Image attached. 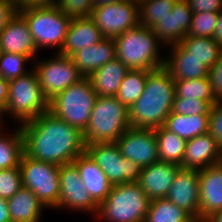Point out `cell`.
<instances>
[{
	"label": "cell",
	"mask_w": 222,
	"mask_h": 222,
	"mask_svg": "<svg viewBox=\"0 0 222 222\" xmlns=\"http://www.w3.org/2000/svg\"><path fill=\"white\" fill-rule=\"evenodd\" d=\"M19 126L24 152L32 159L61 166L73 162L86 150L83 133L50 111Z\"/></svg>",
	"instance_id": "6da1fadb"
},
{
	"label": "cell",
	"mask_w": 222,
	"mask_h": 222,
	"mask_svg": "<svg viewBox=\"0 0 222 222\" xmlns=\"http://www.w3.org/2000/svg\"><path fill=\"white\" fill-rule=\"evenodd\" d=\"M175 80L164 68L151 71L142 95L129 109L131 128L155 129L164 126L172 112Z\"/></svg>",
	"instance_id": "7a4b0ae2"
},
{
	"label": "cell",
	"mask_w": 222,
	"mask_h": 222,
	"mask_svg": "<svg viewBox=\"0 0 222 222\" xmlns=\"http://www.w3.org/2000/svg\"><path fill=\"white\" fill-rule=\"evenodd\" d=\"M114 41L116 57L129 70L154 71L164 67L166 58H161L159 51L163 44L152 28L139 24Z\"/></svg>",
	"instance_id": "3957f363"
},
{
	"label": "cell",
	"mask_w": 222,
	"mask_h": 222,
	"mask_svg": "<svg viewBox=\"0 0 222 222\" xmlns=\"http://www.w3.org/2000/svg\"><path fill=\"white\" fill-rule=\"evenodd\" d=\"M130 127L129 109L116 96L97 97L83 132L85 145L116 142Z\"/></svg>",
	"instance_id": "277c9868"
},
{
	"label": "cell",
	"mask_w": 222,
	"mask_h": 222,
	"mask_svg": "<svg viewBox=\"0 0 222 222\" xmlns=\"http://www.w3.org/2000/svg\"><path fill=\"white\" fill-rule=\"evenodd\" d=\"M150 201L138 183L113 185L99 205L97 218L107 222H145Z\"/></svg>",
	"instance_id": "5b68a950"
},
{
	"label": "cell",
	"mask_w": 222,
	"mask_h": 222,
	"mask_svg": "<svg viewBox=\"0 0 222 222\" xmlns=\"http://www.w3.org/2000/svg\"><path fill=\"white\" fill-rule=\"evenodd\" d=\"M96 99L97 94L89 77H83L53 97L49 101L48 111L83 133L89 124Z\"/></svg>",
	"instance_id": "8992f818"
},
{
	"label": "cell",
	"mask_w": 222,
	"mask_h": 222,
	"mask_svg": "<svg viewBox=\"0 0 222 222\" xmlns=\"http://www.w3.org/2000/svg\"><path fill=\"white\" fill-rule=\"evenodd\" d=\"M18 13L27 22L38 50L57 46L61 51L72 17L56 6H28Z\"/></svg>",
	"instance_id": "52a82bcc"
},
{
	"label": "cell",
	"mask_w": 222,
	"mask_h": 222,
	"mask_svg": "<svg viewBox=\"0 0 222 222\" xmlns=\"http://www.w3.org/2000/svg\"><path fill=\"white\" fill-rule=\"evenodd\" d=\"M49 109L34 70L9 81L8 100L4 114L12 115L21 124L37 118Z\"/></svg>",
	"instance_id": "ba28073f"
},
{
	"label": "cell",
	"mask_w": 222,
	"mask_h": 222,
	"mask_svg": "<svg viewBox=\"0 0 222 222\" xmlns=\"http://www.w3.org/2000/svg\"><path fill=\"white\" fill-rule=\"evenodd\" d=\"M19 168L22 187L30 189L46 208L57 209L60 166L32 159L24 153Z\"/></svg>",
	"instance_id": "9c48e42d"
},
{
	"label": "cell",
	"mask_w": 222,
	"mask_h": 222,
	"mask_svg": "<svg viewBox=\"0 0 222 222\" xmlns=\"http://www.w3.org/2000/svg\"><path fill=\"white\" fill-rule=\"evenodd\" d=\"M85 151L104 171L112 185L137 183L142 168L124 158L116 142L88 144Z\"/></svg>",
	"instance_id": "30bf717a"
},
{
	"label": "cell",
	"mask_w": 222,
	"mask_h": 222,
	"mask_svg": "<svg viewBox=\"0 0 222 222\" xmlns=\"http://www.w3.org/2000/svg\"><path fill=\"white\" fill-rule=\"evenodd\" d=\"M54 56L51 59L36 61L33 65L40 88L48 101L84 77L71 57L59 52Z\"/></svg>",
	"instance_id": "8fae6325"
},
{
	"label": "cell",
	"mask_w": 222,
	"mask_h": 222,
	"mask_svg": "<svg viewBox=\"0 0 222 222\" xmlns=\"http://www.w3.org/2000/svg\"><path fill=\"white\" fill-rule=\"evenodd\" d=\"M91 18L105 38L115 39L140 24L138 0L94 6Z\"/></svg>",
	"instance_id": "7c38bea8"
},
{
	"label": "cell",
	"mask_w": 222,
	"mask_h": 222,
	"mask_svg": "<svg viewBox=\"0 0 222 222\" xmlns=\"http://www.w3.org/2000/svg\"><path fill=\"white\" fill-rule=\"evenodd\" d=\"M58 208L90 212L97 216L99 205L89 195L77 166L71 162L60 166Z\"/></svg>",
	"instance_id": "4fadbf2b"
},
{
	"label": "cell",
	"mask_w": 222,
	"mask_h": 222,
	"mask_svg": "<svg viewBox=\"0 0 222 222\" xmlns=\"http://www.w3.org/2000/svg\"><path fill=\"white\" fill-rule=\"evenodd\" d=\"M121 155L141 168L159 161L157 137L154 129L129 127L116 141Z\"/></svg>",
	"instance_id": "5bb4252c"
},
{
	"label": "cell",
	"mask_w": 222,
	"mask_h": 222,
	"mask_svg": "<svg viewBox=\"0 0 222 222\" xmlns=\"http://www.w3.org/2000/svg\"><path fill=\"white\" fill-rule=\"evenodd\" d=\"M199 170L180 168L167 199L200 222Z\"/></svg>",
	"instance_id": "9a60e30c"
},
{
	"label": "cell",
	"mask_w": 222,
	"mask_h": 222,
	"mask_svg": "<svg viewBox=\"0 0 222 222\" xmlns=\"http://www.w3.org/2000/svg\"><path fill=\"white\" fill-rule=\"evenodd\" d=\"M193 12L187 0H176L172 12L158 20L151 28L164 46L179 44L190 29Z\"/></svg>",
	"instance_id": "2e32d148"
},
{
	"label": "cell",
	"mask_w": 222,
	"mask_h": 222,
	"mask_svg": "<svg viewBox=\"0 0 222 222\" xmlns=\"http://www.w3.org/2000/svg\"><path fill=\"white\" fill-rule=\"evenodd\" d=\"M221 159V146L207 132L186 141L181 168L201 170L218 165Z\"/></svg>",
	"instance_id": "e0dca14e"
},
{
	"label": "cell",
	"mask_w": 222,
	"mask_h": 222,
	"mask_svg": "<svg viewBox=\"0 0 222 222\" xmlns=\"http://www.w3.org/2000/svg\"><path fill=\"white\" fill-rule=\"evenodd\" d=\"M180 168L175 163L157 161L142 168L137 183L150 200L166 198Z\"/></svg>",
	"instance_id": "ac0fdd59"
},
{
	"label": "cell",
	"mask_w": 222,
	"mask_h": 222,
	"mask_svg": "<svg viewBox=\"0 0 222 222\" xmlns=\"http://www.w3.org/2000/svg\"><path fill=\"white\" fill-rule=\"evenodd\" d=\"M0 50L1 52L22 54L31 61L37 54L38 49L27 22L19 13L0 33Z\"/></svg>",
	"instance_id": "d6986e66"
},
{
	"label": "cell",
	"mask_w": 222,
	"mask_h": 222,
	"mask_svg": "<svg viewBox=\"0 0 222 222\" xmlns=\"http://www.w3.org/2000/svg\"><path fill=\"white\" fill-rule=\"evenodd\" d=\"M200 222L222 210V166L199 170Z\"/></svg>",
	"instance_id": "ffe728a7"
},
{
	"label": "cell",
	"mask_w": 222,
	"mask_h": 222,
	"mask_svg": "<svg viewBox=\"0 0 222 222\" xmlns=\"http://www.w3.org/2000/svg\"><path fill=\"white\" fill-rule=\"evenodd\" d=\"M104 38L91 17H72L59 53L70 57L76 51L101 42Z\"/></svg>",
	"instance_id": "44dd1931"
},
{
	"label": "cell",
	"mask_w": 222,
	"mask_h": 222,
	"mask_svg": "<svg viewBox=\"0 0 222 222\" xmlns=\"http://www.w3.org/2000/svg\"><path fill=\"white\" fill-rule=\"evenodd\" d=\"M171 54L165 58L164 68L174 80L208 77L209 68L201 60L191 56L180 44L168 46Z\"/></svg>",
	"instance_id": "7402d4cb"
},
{
	"label": "cell",
	"mask_w": 222,
	"mask_h": 222,
	"mask_svg": "<svg viewBox=\"0 0 222 222\" xmlns=\"http://www.w3.org/2000/svg\"><path fill=\"white\" fill-rule=\"evenodd\" d=\"M73 163L77 166L89 195L100 205L110 193L113 185L86 151L79 155Z\"/></svg>",
	"instance_id": "603a6c76"
},
{
	"label": "cell",
	"mask_w": 222,
	"mask_h": 222,
	"mask_svg": "<svg viewBox=\"0 0 222 222\" xmlns=\"http://www.w3.org/2000/svg\"><path fill=\"white\" fill-rule=\"evenodd\" d=\"M76 68L84 77L116 57L114 39L104 38L101 42L76 51L71 56Z\"/></svg>",
	"instance_id": "cb8c5ba5"
},
{
	"label": "cell",
	"mask_w": 222,
	"mask_h": 222,
	"mask_svg": "<svg viewBox=\"0 0 222 222\" xmlns=\"http://www.w3.org/2000/svg\"><path fill=\"white\" fill-rule=\"evenodd\" d=\"M129 69L117 58L96 69L89 79L97 97L116 96Z\"/></svg>",
	"instance_id": "d4e9b609"
},
{
	"label": "cell",
	"mask_w": 222,
	"mask_h": 222,
	"mask_svg": "<svg viewBox=\"0 0 222 222\" xmlns=\"http://www.w3.org/2000/svg\"><path fill=\"white\" fill-rule=\"evenodd\" d=\"M11 222H40L43 208L35 194L25 187L20 188L7 200Z\"/></svg>",
	"instance_id": "484cf974"
},
{
	"label": "cell",
	"mask_w": 222,
	"mask_h": 222,
	"mask_svg": "<svg viewBox=\"0 0 222 222\" xmlns=\"http://www.w3.org/2000/svg\"><path fill=\"white\" fill-rule=\"evenodd\" d=\"M209 119L210 114L187 116L171 112L164 127L187 141L209 132Z\"/></svg>",
	"instance_id": "4316f807"
},
{
	"label": "cell",
	"mask_w": 222,
	"mask_h": 222,
	"mask_svg": "<svg viewBox=\"0 0 222 222\" xmlns=\"http://www.w3.org/2000/svg\"><path fill=\"white\" fill-rule=\"evenodd\" d=\"M158 158L161 162H171L181 166L186 140L167 130L164 126L155 128Z\"/></svg>",
	"instance_id": "83f0119b"
},
{
	"label": "cell",
	"mask_w": 222,
	"mask_h": 222,
	"mask_svg": "<svg viewBox=\"0 0 222 222\" xmlns=\"http://www.w3.org/2000/svg\"><path fill=\"white\" fill-rule=\"evenodd\" d=\"M191 56L201 60L209 69L222 52V46L213 37H185L179 43Z\"/></svg>",
	"instance_id": "f1b7e54d"
},
{
	"label": "cell",
	"mask_w": 222,
	"mask_h": 222,
	"mask_svg": "<svg viewBox=\"0 0 222 222\" xmlns=\"http://www.w3.org/2000/svg\"><path fill=\"white\" fill-rule=\"evenodd\" d=\"M0 127V170L19 167L24 152L23 133L18 126L13 134L5 135Z\"/></svg>",
	"instance_id": "f546056e"
},
{
	"label": "cell",
	"mask_w": 222,
	"mask_h": 222,
	"mask_svg": "<svg viewBox=\"0 0 222 222\" xmlns=\"http://www.w3.org/2000/svg\"><path fill=\"white\" fill-rule=\"evenodd\" d=\"M145 222H196L187 212L167 198L150 201Z\"/></svg>",
	"instance_id": "4dcf8cb0"
},
{
	"label": "cell",
	"mask_w": 222,
	"mask_h": 222,
	"mask_svg": "<svg viewBox=\"0 0 222 222\" xmlns=\"http://www.w3.org/2000/svg\"><path fill=\"white\" fill-rule=\"evenodd\" d=\"M151 71L129 70L122 81L116 98L128 108L142 95Z\"/></svg>",
	"instance_id": "1f68e13d"
},
{
	"label": "cell",
	"mask_w": 222,
	"mask_h": 222,
	"mask_svg": "<svg viewBox=\"0 0 222 222\" xmlns=\"http://www.w3.org/2000/svg\"><path fill=\"white\" fill-rule=\"evenodd\" d=\"M176 0H138L139 23L151 28L172 12Z\"/></svg>",
	"instance_id": "d6a6232c"
},
{
	"label": "cell",
	"mask_w": 222,
	"mask_h": 222,
	"mask_svg": "<svg viewBox=\"0 0 222 222\" xmlns=\"http://www.w3.org/2000/svg\"><path fill=\"white\" fill-rule=\"evenodd\" d=\"M174 98H196L204 101H217L212 94L208 77L175 80Z\"/></svg>",
	"instance_id": "836d02e7"
},
{
	"label": "cell",
	"mask_w": 222,
	"mask_h": 222,
	"mask_svg": "<svg viewBox=\"0 0 222 222\" xmlns=\"http://www.w3.org/2000/svg\"><path fill=\"white\" fill-rule=\"evenodd\" d=\"M27 61H30V59L22 54L1 52L0 76L10 81L26 75L29 72L24 67Z\"/></svg>",
	"instance_id": "e575fe53"
},
{
	"label": "cell",
	"mask_w": 222,
	"mask_h": 222,
	"mask_svg": "<svg viewBox=\"0 0 222 222\" xmlns=\"http://www.w3.org/2000/svg\"><path fill=\"white\" fill-rule=\"evenodd\" d=\"M219 12L193 13L190 29L186 37H213Z\"/></svg>",
	"instance_id": "d590c367"
},
{
	"label": "cell",
	"mask_w": 222,
	"mask_h": 222,
	"mask_svg": "<svg viewBox=\"0 0 222 222\" xmlns=\"http://www.w3.org/2000/svg\"><path fill=\"white\" fill-rule=\"evenodd\" d=\"M216 102L196 98H174L172 112L187 116L210 114L212 106Z\"/></svg>",
	"instance_id": "8d00e7d4"
},
{
	"label": "cell",
	"mask_w": 222,
	"mask_h": 222,
	"mask_svg": "<svg viewBox=\"0 0 222 222\" xmlns=\"http://www.w3.org/2000/svg\"><path fill=\"white\" fill-rule=\"evenodd\" d=\"M20 188H22V179L19 167L0 170V197L8 200Z\"/></svg>",
	"instance_id": "74e56055"
},
{
	"label": "cell",
	"mask_w": 222,
	"mask_h": 222,
	"mask_svg": "<svg viewBox=\"0 0 222 222\" xmlns=\"http://www.w3.org/2000/svg\"><path fill=\"white\" fill-rule=\"evenodd\" d=\"M56 7L70 17H91L93 0H58Z\"/></svg>",
	"instance_id": "f35d334b"
},
{
	"label": "cell",
	"mask_w": 222,
	"mask_h": 222,
	"mask_svg": "<svg viewBox=\"0 0 222 222\" xmlns=\"http://www.w3.org/2000/svg\"><path fill=\"white\" fill-rule=\"evenodd\" d=\"M209 133L222 147V100L217 101L211 109Z\"/></svg>",
	"instance_id": "ab89813d"
},
{
	"label": "cell",
	"mask_w": 222,
	"mask_h": 222,
	"mask_svg": "<svg viewBox=\"0 0 222 222\" xmlns=\"http://www.w3.org/2000/svg\"><path fill=\"white\" fill-rule=\"evenodd\" d=\"M208 78L214 98L217 101L222 100V52L215 64L209 69Z\"/></svg>",
	"instance_id": "60d3db41"
},
{
	"label": "cell",
	"mask_w": 222,
	"mask_h": 222,
	"mask_svg": "<svg viewBox=\"0 0 222 222\" xmlns=\"http://www.w3.org/2000/svg\"><path fill=\"white\" fill-rule=\"evenodd\" d=\"M193 13L220 12L222 0H187Z\"/></svg>",
	"instance_id": "b9f144b4"
},
{
	"label": "cell",
	"mask_w": 222,
	"mask_h": 222,
	"mask_svg": "<svg viewBox=\"0 0 222 222\" xmlns=\"http://www.w3.org/2000/svg\"><path fill=\"white\" fill-rule=\"evenodd\" d=\"M17 13L18 9L13 4L0 0V33Z\"/></svg>",
	"instance_id": "7bdbcfd3"
},
{
	"label": "cell",
	"mask_w": 222,
	"mask_h": 222,
	"mask_svg": "<svg viewBox=\"0 0 222 222\" xmlns=\"http://www.w3.org/2000/svg\"><path fill=\"white\" fill-rule=\"evenodd\" d=\"M8 92H9V81L0 76V119L3 125L5 122H3L2 115H4L5 108L7 105Z\"/></svg>",
	"instance_id": "ee69618b"
},
{
	"label": "cell",
	"mask_w": 222,
	"mask_h": 222,
	"mask_svg": "<svg viewBox=\"0 0 222 222\" xmlns=\"http://www.w3.org/2000/svg\"><path fill=\"white\" fill-rule=\"evenodd\" d=\"M0 222H11L7 200L0 197Z\"/></svg>",
	"instance_id": "f6af8a7d"
},
{
	"label": "cell",
	"mask_w": 222,
	"mask_h": 222,
	"mask_svg": "<svg viewBox=\"0 0 222 222\" xmlns=\"http://www.w3.org/2000/svg\"><path fill=\"white\" fill-rule=\"evenodd\" d=\"M213 39L222 46V10L219 12L217 25L214 29Z\"/></svg>",
	"instance_id": "bcb514c9"
},
{
	"label": "cell",
	"mask_w": 222,
	"mask_h": 222,
	"mask_svg": "<svg viewBox=\"0 0 222 222\" xmlns=\"http://www.w3.org/2000/svg\"><path fill=\"white\" fill-rule=\"evenodd\" d=\"M58 0H30V6H56Z\"/></svg>",
	"instance_id": "7dc6e473"
},
{
	"label": "cell",
	"mask_w": 222,
	"mask_h": 222,
	"mask_svg": "<svg viewBox=\"0 0 222 222\" xmlns=\"http://www.w3.org/2000/svg\"><path fill=\"white\" fill-rule=\"evenodd\" d=\"M5 1L13 4L18 10L30 6V0H5Z\"/></svg>",
	"instance_id": "c3c4849f"
},
{
	"label": "cell",
	"mask_w": 222,
	"mask_h": 222,
	"mask_svg": "<svg viewBox=\"0 0 222 222\" xmlns=\"http://www.w3.org/2000/svg\"><path fill=\"white\" fill-rule=\"evenodd\" d=\"M203 222H222V210L216 211L207 217Z\"/></svg>",
	"instance_id": "681fc988"
},
{
	"label": "cell",
	"mask_w": 222,
	"mask_h": 222,
	"mask_svg": "<svg viewBox=\"0 0 222 222\" xmlns=\"http://www.w3.org/2000/svg\"><path fill=\"white\" fill-rule=\"evenodd\" d=\"M120 1H123V0H93V4L94 6H100V5L116 3Z\"/></svg>",
	"instance_id": "f907efd6"
},
{
	"label": "cell",
	"mask_w": 222,
	"mask_h": 222,
	"mask_svg": "<svg viewBox=\"0 0 222 222\" xmlns=\"http://www.w3.org/2000/svg\"><path fill=\"white\" fill-rule=\"evenodd\" d=\"M219 164L222 166V147H221V159H220V163Z\"/></svg>",
	"instance_id": "816d5d0a"
}]
</instances>
